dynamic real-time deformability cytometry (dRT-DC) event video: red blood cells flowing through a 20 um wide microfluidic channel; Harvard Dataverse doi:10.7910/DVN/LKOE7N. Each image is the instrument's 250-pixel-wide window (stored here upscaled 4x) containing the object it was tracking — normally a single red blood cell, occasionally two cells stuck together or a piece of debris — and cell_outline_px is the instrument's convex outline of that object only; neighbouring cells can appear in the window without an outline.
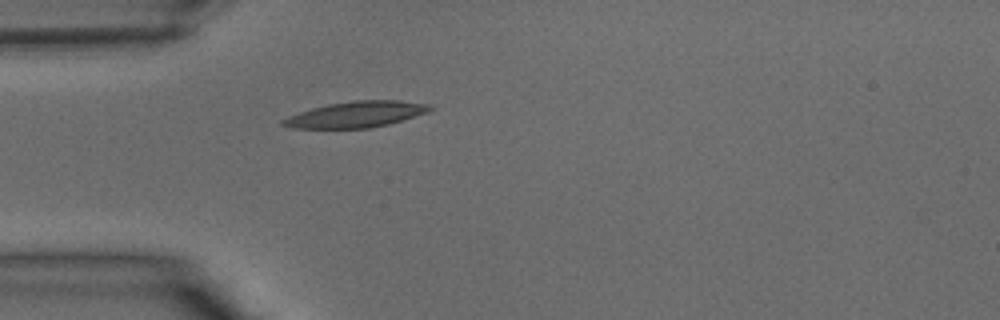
{"species": "common noctule bat (a hibernating species)", "species_latin": "Nyctalus noctula", "temperature_condition": "warm", "stored_images_in_passage": 26, "camera_frame_rate_fps": 3000, "um_per_image_px": 0.085, "animal": {"sex": "male", "body_mass_g": 15.6}, "frame": {"image": 1, "passage_image": 1, "time_ms": 0.0, "image_size_px": [1000, 320], "cell_outline_px": [[432, 108], [428, 112], [388, 124], [368, 128], [292, 128], [280, 124], [280, 120], [288, 116], [312, 108], [328, 104], [352, 100], [400, 100], [428, 104]], "centroid_in_image_um": [30.23, 9.72], "position_along_channel_um": 54.8, "area_um2": 22.14}}
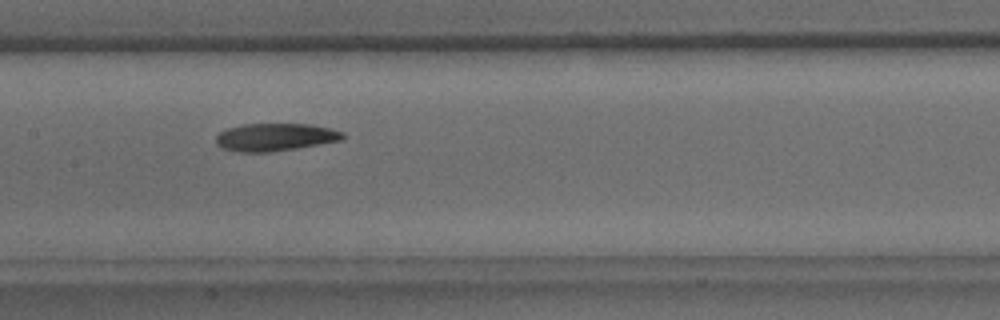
{"frame": {"image": 2, "passage_image": 9, "time_ms": 2.667, "image_size_px": [1000, 320], "cell_outline_px": [[344, 136], [340, 140], [296, 148], [268, 152], [240, 152], [224, 148], [216, 144], [216, 136], [220, 132], [228, 128], [244, 124], [308, 124], [332, 128], [344, 132]], "centroid_in_image_um": [23.39, 11.65], "position_along_channel_um": 184.0, "area_um2": 20.23}}
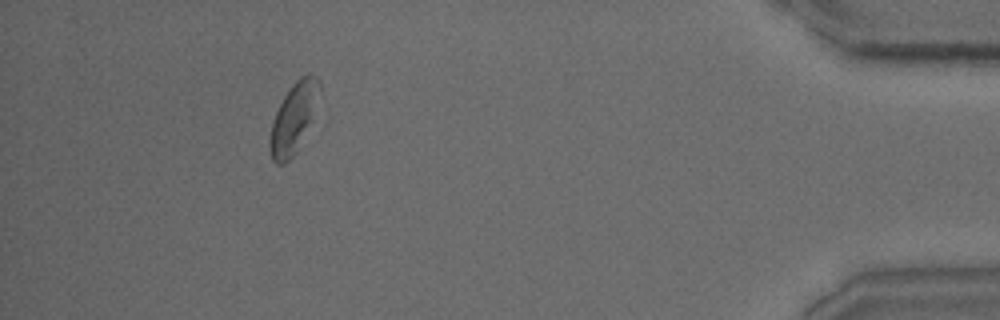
{"frame": {"image": 3, "passage_image": 26, "time_ms": 8.333, "image_size_px": [1000, 320], "cell_outline_px": [[320, 92], [296, 152], [284, 164], [276, 164], [272, 160], [268, 152], [268, 140], [272, 124], [276, 112], [284, 96], [292, 84], [300, 76], [308, 72], [316, 76], [320, 80]], "centroid_in_image_um": [24.9, 10.02], "position_along_channel_um": 410.3, "area_um2": 19.65}}